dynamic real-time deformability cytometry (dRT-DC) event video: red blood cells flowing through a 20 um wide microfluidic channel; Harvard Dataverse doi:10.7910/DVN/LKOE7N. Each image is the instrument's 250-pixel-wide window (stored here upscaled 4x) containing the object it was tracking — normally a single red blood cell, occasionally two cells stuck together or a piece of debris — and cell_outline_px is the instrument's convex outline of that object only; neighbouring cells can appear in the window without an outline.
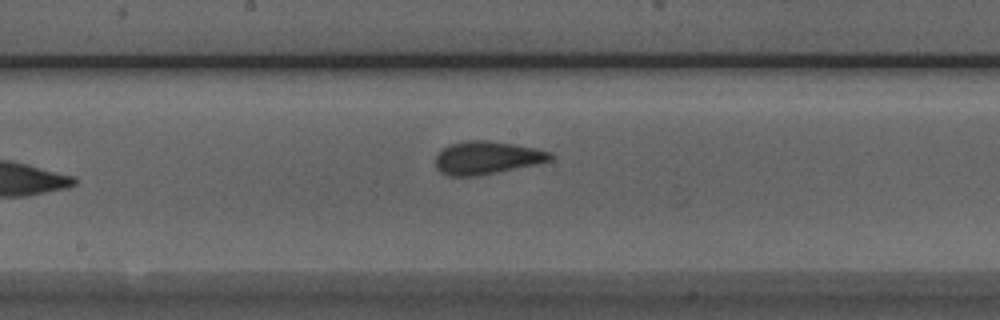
{"species": "Egyptian fruit bat (a non-hibernating species)", "species_latin": "Rousettus aegyptiacus", "temperature_condition": "room temperature", "stored_images_in_passage": 7, "segment_of_instrument_passage": [1, 2], "camera_frame_rate_fps": 3000, "um_per_image_px": 0.085, "animal": {"sex": "male"}, "frame": {"image": 1, "passage_image": 6, "time_ms": 1.667, "image_size_px": [1000, 320], "cell_outline_px": [[552, 160], [536, 164], [476, 176], [448, 176], [440, 172], [436, 168], [436, 156], [444, 148], [452, 144], [464, 140], [488, 140], [536, 148], [552, 152]], "centroid_in_image_um": [41.38, 13.41], "position_along_channel_um": 206.8, "area_um2": 21.91}}